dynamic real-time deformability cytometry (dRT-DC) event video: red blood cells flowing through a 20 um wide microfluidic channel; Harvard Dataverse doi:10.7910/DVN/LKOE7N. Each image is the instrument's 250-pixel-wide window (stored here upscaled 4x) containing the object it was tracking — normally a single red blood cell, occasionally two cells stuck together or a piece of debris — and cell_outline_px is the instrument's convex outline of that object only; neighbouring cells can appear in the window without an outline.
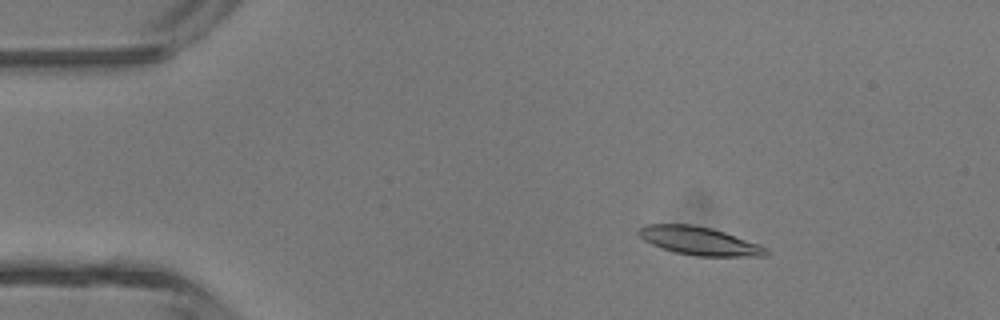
{"species": "common noctule bat (a hibernating species)", "species_latin": "Nyctalus noctula", "temperature_condition": "room temperature", "stored_images_in_passage": 4, "camera_frame_rate_fps": 3000, "um_per_image_px": 0.085, "animal": {"sex": "male", "body_mass_g": 13.3}, "frame": {"image": 1, "passage_image": 1, "time_ms": 0.0, "image_size_px": [1000, 320], "cell_outline_px": [[768, 256], [696, 256], [676, 252], [652, 244], [644, 240], [636, 232], [644, 224], [692, 224], [712, 228], [760, 244], [768, 248]], "centroid_in_image_um": [59.46, 20.47], "position_along_channel_um": 25.5, "area_um2": 20.92}}
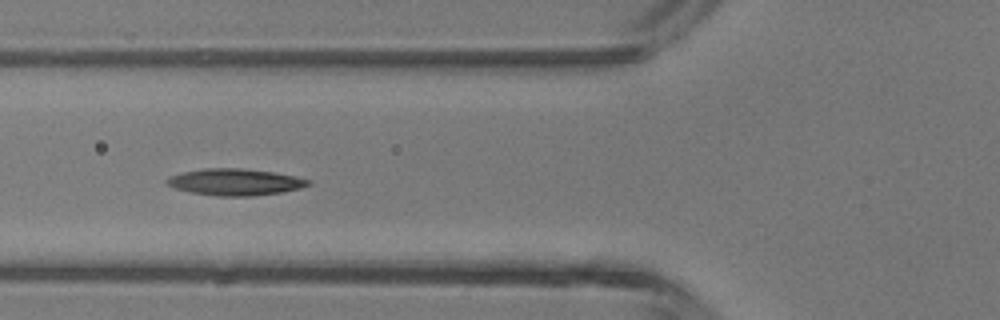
{"frame": {"image": 2, "passage_image": 4, "time_ms": 3.333, "image_size_px": [1000, 320], "cell_outline_px": [[312, 184], [300, 188], [280, 192], [252, 196], [216, 196], [192, 192], [176, 188], [164, 184], [164, 180], [168, 176], [184, 172], [204, 168], [240, 168], [272, 172], [312, 180]], "centroid_in_image_um": [19.95, 15.47], "position_along_channel_um": 105.9, "area_um2": 21.85}}